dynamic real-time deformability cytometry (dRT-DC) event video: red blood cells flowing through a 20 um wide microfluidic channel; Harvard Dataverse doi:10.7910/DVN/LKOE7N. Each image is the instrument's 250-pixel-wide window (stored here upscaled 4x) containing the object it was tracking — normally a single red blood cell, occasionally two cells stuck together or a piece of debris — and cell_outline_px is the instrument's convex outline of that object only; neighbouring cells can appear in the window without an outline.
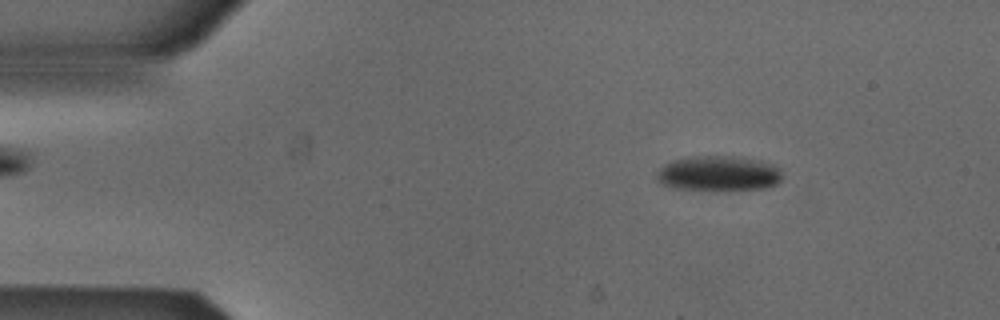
{"species": "Egyptian fruit bat (a non-hibernating species)", "species_latin": "Rousettus aegyptiacus", "temperature_condition": "cold", "stored_images_in_passage": 48, "camera_frame_rate_fps": 3000, "um_per_image_px": 0.085, "animal": {"sex": "male"}, "frame": {"image": 1, "passage_image": 3, "time_ms": 0.667, "image_size_px": [1000, 320], "cell_outline_px": [[780, 180], [776, 184], [764, 188], [676, 188], [664, 184], [656, 180], [656, 176], [660, 168], [664, 164], [672, 160], [696, 156], [732, 156], [760, 160], [772, 164], [780, 168]], "centroid_in_image_um": [61.07, 14.7], "position_along_channel_um": 23.9, "area_um2": 24.85}}
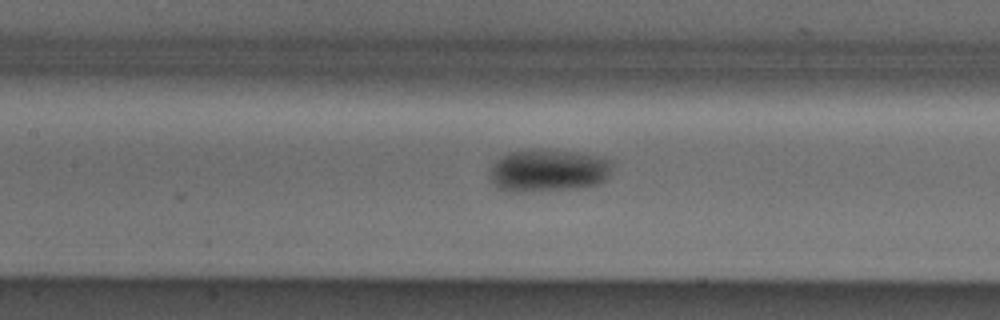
{"frame": {"image": 2, "passage_image": 19, "time_ms": 6.0, "image_size_px": [1000, 320], "cell_outline_px": [[612, 164], [604, 180], [596, 184], [584, 188], [520, 192], [512, 192], [500, 188], [492, 184], [492, 164], [496, 160], [512, 152], [576, 152], [612, 160]], "centroid_in_image_um": [46.61, 14.55], "position_along_channel_um": 160.8, "area_um2": 29.19}}
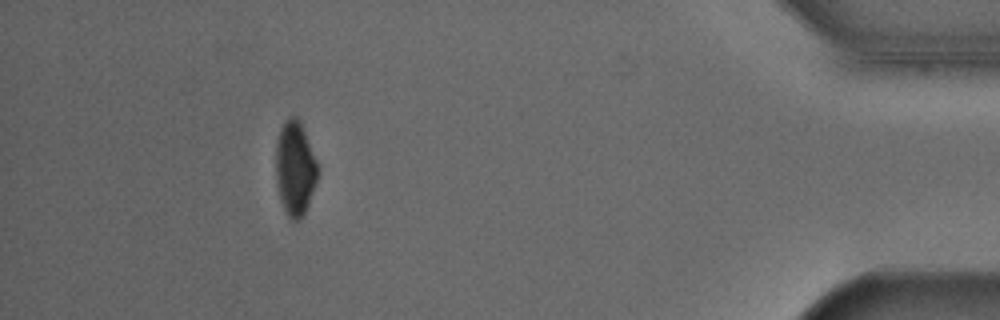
{"frame": {"image": 3, "passage_image": 43, "time_ms": 14.0, "image_size_px": [1000, 320], "cell_outline_px": [[320, 172], [308, 204], [300, 220], [292, 220], [288, 216], [280, 200], [276, 180], [276, 144], [280, 128], [288, 116], [296, 116], [300, 120], [316, 160]], "centroid_in_image_um": [25.08, 14.29], "position_along_channel_um": 410.1, "area_um2": 23.0}, "authors_computed_cell_mechanics": {"area_um2": 26.7903, "velocity_mm_per_s": 3.8837, "shape_relaxation_time_tau1_ms": 5.3248, "shape_relaxation_time_tau2_ms": null, "deformation_change_tau1": 0.1123, "deformation_change_tau2": null}}